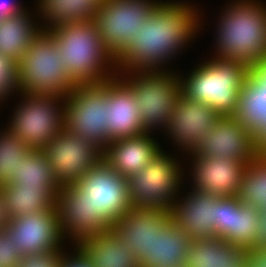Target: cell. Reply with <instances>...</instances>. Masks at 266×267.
<instances>
[{
	"label": "cell",
	"mask_w": 266,
	"mask_h": 267,
	"mask_svg": "<svg viewBox=\"0 0 266 267\" xmlns=\"http://www.w3.org/2000/svg\"><path fill=\"white\" fill-rule=\"evenodd\" d=\"M251 249H266V210L260 211Z\"/></svg>",
	"instance_id": "obj_36"
},
{
	"label": "cell",
	"mask_w": 266,
	"mask_h": 267,
	"mask_svg": "<svg viewBox=\"0 0 266 267\" xmlns=\"http://www.w3.org/2000/svg\"><path fill=\"white\" fill-rule=\"evenodd\" d=\"M260 211L242 202L233 209L232 229L226 239L238 247L252 248V239L258 223Z\"/></svg>",
	"instance_id": "obj_31"
},
{
	"label": "cell",
	"mask_w": 266,
	"mask_h": 267,
	"mask_svg": "<svg viewBox=\"0 0 266 267\" xmlns=\"http://www.w3.org/2000/svg\"><path fill=\"white\" fill-rule=\"evenodd\" d=\"M237 197L247 206L266 210V155L261 153L247 165Z\"/></svg>",
	"instance_id": "obj_29"
},
{
	"label": "cell",
	"mask_w": 266,
	"mask_h": 267,
	"mask_svg": "<svg viewBox=\"0 0 266 267\" xmlns=\"http://www.w3.org/2000/svg\"><path fill=\"white\" fill-rule=\"evenodd\" d=\"M31 151L32 149L9 129L0 135V187L13 180L20 159L25 158Z\"/></svg>",
	"instance_id": "obj_30"
},
{
	"label": "cell",
	"mask_w": 266,
	"mask_h": 267,
	"mask_svg": "<svg viewBox=\"0 0 266 267\" xmlns=\"http://www.w3.org/2000/svg\"><path fill=\"white\" fill-rule=\"evenodd\" d=\"M157 4L150 0H106L93 19L103 46L116 57Z\"/></svg>",
	"instance_id": "obj_12"
},
{
	"label": "cell",
	"mask_w": 266,
	"mask_h": 267,
	"mask_svg": "<svg viewBox=\"0 0 266 267\" xmlns=\"http://www.w3.org/2000/svg\"><path fill=\"white\" fill-rule=\"evenodd\" d=\"M55 209L60 222L62 235H69L80 242L103 231L91 220V207L88 201L72 184L62 185L56 193Z\"/></svg>",
	"instance_id": "obj_20"
},
{
	"label": "cell",
	"mask_w": 266,
	"mask_h": 267,
	"mask_svg": "<svg viewBox=\"0 0 266 267\" xmlns=\"http://www.w3.org/2000/svg\"><path fill=\"white\" fill-rule=\"evenodd\" d=\"M64 60L55 38L48 31H42L18 62L19 90L22 94L68 96L77 84L61 65Z\"/></svg>",
	"instance_id": "obj_5"
},
{
	"label": "cell",
	"mask_w": 266,
	"mask_h": 267,
	"mask_svg": "<svg viewBox=\"0 0 266 267\" xmlns=\"http://www.w3.org/2000/svg\"><path fill=\"white\" fill-rule=\"evenodd\" d=\"M108 142L146 132L132 89L117 77L107 80Z\"/></svg>",
	"instance_id": "obj_17"
},
{
	"label": "cell",
	"mask_w": 266,
	"mask_h": 267,
	"mask_svg": "<svg viewBox=\"0 0 266 267\" xmlns=\"http://www.w3.org/2000/svg\"><path fill=\"white\" fill-rule=\"evenodd\" d=\"M14 240L3 230L0 231V267H16L22 256Z\"/></svg>",
	"instance_id": "obj_35"
},
{
	"label": "cell",
	"mask_w": 266,
	"mask_h": 267,
	"mask_svg": "<svg viewBox=\"0 0 266 267\" xmlns=\"http://www.w3.org/2000/svg\"><path fill=\"white\" fill-rule=\"evenodd\" d=\"M218 117L210 105L181 94L166 129L176 143L194 152Z\"/></svg>",
	"instance_id": "obj_15"
},
{
	"label": "cell",
	"mask_w": 266,
	"mask_h": 267,
	"mask_svg": "<svg viewBox=\"0 0 266 267\" xmlns=\"http://www.w3.org/2000/svg\"><path fill=\"white\" fill-rule=\"evenodd\" d=\"M64 61L69 77L77 85H93L113 78L103 68L115 63V57L103 46L93 22L67 23L48 31ZM105 64V65H104Z\"/></svg>",
	"instance_id": "obj_4"
},
{
	"label": "cell",
	"mask_w": 266,
	"mask_h": 267,
	"mask_svg": "<svg viewBox=\"0 0 266 267\" xmlns=\"http://www.w3.org/2000/svg\"><path fill=\"white\" fill-rule=\"evenodd\" d=\"M254 1L235 2L221 17L218 56L241 61L266 77V7Z\"/></svg>",
	"instance_id": "obj_3"
},
{
	"label": "cell",
	"mask_w": 266,
	"mask_h": 267,
	"mask_svg": "<svg viewBox=\"0 0 266 267\" xmlns=\"http://www.w3.org/2000/svg\"><path fill=\"white\" fill-rule=\"evenodd\" d=\"M193 154L207 159L224 157L248 165L260 154L252 109L243 115L219 116Z\"/></svg>",
	"instance_id": "obj_8"
},
{
	"label": "cell",
	"mask_w": 266,
	"mask_h": 267,
	"mask_svg": "<svg viewBox=\"0 0 266 267\" xmlns=\"http://www.w3.org/2000/svg\"><path fill=\"white\" fill-rule=\"evenodd\" d=\"M181 81L182 94L210 105L219 116H237L252 109L263 79L241 61L218 57L198 66Z\"/></svg>",
	"instance_id": "obj_2"
},
{
	"label": "cell",
	"mask_w": 266,
	"mask_h": 267,
	"mask_svg": "<svg viewBox=\"0 0 266 267\" xmlns=\"http://www.w3.org/2000/svg\"><path fill=\"white\" fill-rule=\"evenodd\" d=\"M247 252L222 237L193 240L185 267H247Z\"/></svg>",
	"instance_id": "obj_24"
},
{
	"label": "cell",
	"mask_w": 266,
	"mask_h": 267,
	"mask_svg": "<svg viewBox=\"0 0 266 267\" xmlns=\"http://www.w3.org/2000/svg\"><path fill=\"white\" fill-rule=\"evenodd\" d=\"M4 230L14 240L22 257L59 249L63 238L56 210L14 217Z\"/></svg>",
	"instance_id": "obj_14"
},
{
	"label": "cell",
	"mask_w": 266,
	"mask_h": 267,
	"mask_svg": "<svg viewBox=\"0 0 266 267\" xmlns=\"http://www.w3.org/2000/svg\"><path fill=\"white\" fill-rule=\"evenodd\" d=\"M77 250L75 257L64 256L59 267H94L87 257L79 249Z\"/></svg>",
	"instance_id": "obj_37"
},
{
	"label": "cell",
	"mask_w": 266,
	"mask_h": 267,
	"mask_svg": "<svg viewBox=\"0 0 266 267\" xmlns=\"http://www.w3.org/2000/svg\"><path fill=\"white\" fill-rule=\"evenodd\" d=\"M186 200L174 204L172 218L178 228L186 232L190 240L216 237V214L219 196L193 189ZM181 203V204H180Z\"/></svg>",
	"instance_id": "obj_18"
},
{
	"label": "cell",
	"mask_w": 266,
	"mask_h": 267,
	"mask_svg": "<svg viewBox=\"0 0 266 267\" xmlns=\"http://www.w3.org/2000/svg\"><path fill=\"white\" fill-rule=\"evenodd\" d=\"M10 184L50 185L56 192L62 188L43 150H32L25 158L20 159L17 173Z\"/></svg>",
	"instance_id": "obj_28"
},
{
	"label": "cell",
	"mask_w": 266,
	"mask_h": 267,
	"mask_svg": "<svg viewBox=\"0 0 266 267\" xmlns=\"http://www.w3.org/2000/svg\"><path fill=\"white\" fill-rule=\"evenodd\" d=\"M148 132L109 142L103 150L102 160L121 176L128 178L146 167L161 149Z\"/></svg>",
	"instance_id": "obj_21"
},
{
	"label": "cell",
	"mask_w": 266,
	"mask_h": 267,
	"mask_svg": "<svg viewBox=\"0 0 266 267\" xmlns=\"http://www.w3.org/2000/svg\"><path fill=\"white\" fill-rule=\"evenodd\" d=\"M172 217L171 213L152 209H130L113 226L136 255L139 267L149 260L150 238Z\"/></svg>",
	"instance_id": "obj_19"
},
{
	"label": "cell",
	"mask_w": 266,
	"mask_h": 267,
	"mask_svg": "<svg viewBox=\"0 0 266 267\" xmlns=\"http://www.w3.org/2000/svg\"><path fill=\"white\" fill-rule=\"evenodd\" d=\"M34 25L26 10L1 19L0 53L19 62L30 48L31 42L42 32V29Z\"/></svg>",
	"instance_id": "obj_26"
},
{
	"label": "cell",
	"mask_w": 266,
	"mask_h": 267,
	"mask_svg": "<svg viewBox=\"0 0 266 267\" xmlns=\"http://www.w3.org/2000/svg\"><path fill=\"white\" fill-rule=\"evenodd\" d=\"M0 193L11 218L55 209L56 191L50 185L4 184Z\"/></svg>",
	"instance_id": "obj_25"
},
{
	"label": "cell",
	"mask_w": 266,
	"mask_h": 267,
	"mask_svg": "<svg viewBox=\"0 0 266 267\" xmlns=\"http://www.w3.org/2000/svg\"><path fill=\"white\" fill-rule=\"evenodd\" d=\"M194 164V189L211 193L215 196H237L247 165L238 160L224 157L207 159L197 154Z\"/></svg>",
	"instance_id": "obj_16"
},
{
	"label": "cell",
	"mask_w": 266,
	"mask_h": 267,
	"mask_svg": "<svg viewBox=\"0 0 266 267\" xmlns=\"http://www.w3.org/2000/svg\"><path fill=\"white\" fill-rule=\"evenodd\" d=\"M11 216L5 206L4 198L0 193V231H3L11 221Z\"/></svg>",
	"instance_id": "obj_40"
},
{
	"label": "cell",
	"mask_w": 266,
	"mask_h": 267,
	"mask_svg": "<svg viewBox=\"0 0 266 267\" xmlns=\"http://www.w3.org/2000/svg\"><path fill=\"white\" fill-rule=\"evenodd\" d=\"M77 247L94 267H139L131 247L113 228L80 242Z\"/></svg>",
	"instance_id": "obj_23"
},
{
	"label": "cell",
	"mask_w": 266,
	"mask_h": 267,
	"mask_svg": "<svg viewBox=\"0 0 266 267\" xmlns=\"http://www.w3.org/2000/svg\"><path fill=\"white\" fill-rule=\"evenodd\" d=\"M23 12L24 10L22 7H19V4L17 6V4L14 2L12 3L11 0H0V20Z\"/></svg>",
	"instance_id": "obj_39"
},
{
	"label": "cell",
	"mask_w": 266,
	"mask_h": 267,
	"mask_svg": "<svg viewBox=\"0 0 266 267\" xmlns=\"http://www.w3.org/2000/svg\"><path fill=\"white\" fill-rule=\"evenodd\" d=\"M195 12L183 3L159 2L133 39L115 57L117 68L132 69L130 73L161 71L158 65L181 49L199 27Z\"/></svg>",
	"instance_id": "obj_1"
},
{
	"label": "cell",
	"mask_w": 266,
	"mask_h": 267,
	"mask_svg": "<svg viewBox=\"0 0 266 267\" xmlns=\"http://www.w3.org/2000/svg\"><path fill=\"white\" fill-rule=\"evenodd\" d=\"M43 151L61 186L82 178L103 157V151L93 142L65 129L53 137Z\"/></svg>",
	"instance_id": "obj_13"
},
{
	"label": "cell",
	"mask_w": 266,
	"mask_h": 267,
	"mask_svg": "<svg viewBox=\"0 0 266 267\" xmlns=\"http://www.w3.org/2000/svg\"><path fill=\"white\" fill-rule=\"evenodd\" d=\"M40 3V11L51 22L50 28L43 26L42 31H49L67 23L93 22L94 15L106 0H40Z\"/></svg>",
	"instance_id": "obj_27"
},
{
	"label": "cell",
	"mask_w": 266,
	"mask_h": 267,
	"mask_svg": "<svg viewBox=\"0 0 266 267\" xmlns=\"http://www.w3.org/2000/svg\"><path fill=\"white\" fill-rule=\"evenodd\" d=\"M189 235L171 217L149 242V260L141 267H185Z\"/></svg>",
	"instance_id": "obj_22"
},
{
	"label": "cell",
	"mask_w": 266,
	"mask_h": 267,
	"mask_svg": "<svg viewBox=\"0 0 266 267\" xmlns=\"http://www.w3.org/2000/svg\"><path fill=\"white\" fill-rule=\"evenodd\" d=\"M18 61L0 53V99L14 88L19 90Z\"/></svg>",
	"instance_id": "obj_33"
},
{
	"label": "cell",
	"mask_w": 266,
	"mask_h": 267,
	"mask_svg": "<svg viewBox=\"0 0 266 267\" xmlns=\"http://www.w3.org/2000/svg\"><path fill=\"white\" fill-rule=\"evenodd\" d=\"M64 129L88 139L102 151L109 144L107 80L93 85H76L66 96Z\"/></svg>",
	"instance_id": "obj_7"
},
{
	"label": "cell",
	"mask_w": 266,
	"mask_h": 267,
	"mask_svg": "<svg viewBox=\"0 0 266 267\" xmlns=\"http://www.w3.org/2000/svg\"><path fill=\"white\" fill-rule=\"evenodd\" d=\"M178 163L162 150L138 173L127 178L131 209H152L172 213V200L180 185ZM179 184V185H178Z\"/></svg>",
	"instance_id": "obj_9"
},
{
	"label": "cell",
	"mask_w": 266,
	"mask_h": 267,
	"mask_svg": "<svg viewBox=\"0 0 266 267\" xmlns=\"http://www.w3.org/2000/svg\"><path fill=\"white\" fill-rule=\"evenodd\" d=\"M61 249H52L43 253L23 256L16 267H59L64 253Z\"/></svg>",
	"instance_id": "obj_34"
},
{
	"label": "cell",
	"mask_w": 266,
	"mask_h": 267,
	"mask_svg": "<svg viewBox=\"0 0 266 267\" xmlns=\"http://www.w3.org/2000/svg\"><path fill=\"white\" fill-rule=\"evenodd\" d=\"M71 184L85 196L91 207V220L103 232L113 228L131 209L127 178L103 160Z\"/></svg>",
	"instance_id": "obj_6"
},
{
	"label": "cell",
	"mask_w": 266,
	"mask_h": 267,
	"mask_svg": "<svg viewBox=\"0 0 266 267\" xmlns=\"http://www.w3.org/2000/svg\"><path fill=\"white\" fill-rule=\"evenodd\" d=\"M247 267H266V249H248Z\"/></svg>",
	"instance_id": "obj_38"
},
{
	"label": "cell",
	"mask_w": 266,
	"mask_h": 267,
	"mask_svg": "<svg viewBox=\"0 0 266 267\" xmlns=\"http://www.w3.org/2000/svg\"><path fill=\"white\" fill-rule=\"evenodd\" d=\"M241 203L237 196L221 197L217 201L216 237L226 240L229 237V229H232L233 209Z\"/></svg>",
	"instance_id": "obj_32"
},
{
	"label": "cell",
	"mask_w": 266,
	"mask_h": 267,
	"mask_svg": "<svg viewBox=\"0 0 266 267\" xmlns=\"http://www.w3.org/2000/svg\"><path fill=\"white\" fill-rule=\"evenodd\" d=\"M138 74L140 75H132V79L123 81L133 91L143 129L149 132L157 124L166 128L182 94L181 78L164 71H142Z\"/></svg>",
	"instance_id": "obj_11"
},
{
	"label": "cell",
	"mask_w": 266,
	"mask_h": 267,
	"mask_svg": "<svg viewBox=\"0 0 266 267\" xmlns=\"http://www.w3.org/2000/svg\"><path fill=\"white\" fill-rule=\"evenodd\" d=\"M24 96L27 101L16 109L8 129L32 150H43L64 129L63 109L59 112L54 103L66 96L34 93Z\"/></svg>",
	"instance_id": "obj_10"
}]
</instances>
